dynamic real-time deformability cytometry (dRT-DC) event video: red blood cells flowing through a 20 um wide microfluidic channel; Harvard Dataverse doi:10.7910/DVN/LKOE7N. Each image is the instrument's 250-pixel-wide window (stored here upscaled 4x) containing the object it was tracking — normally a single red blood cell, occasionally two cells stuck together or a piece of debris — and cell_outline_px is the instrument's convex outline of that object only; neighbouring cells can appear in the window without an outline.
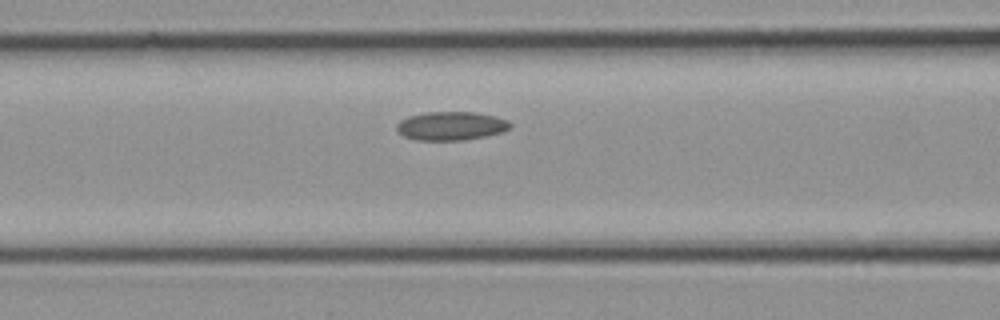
{"species": "common noctule bat (a hibernating species)", "species_latin": "Nyctalus noctula", "temperature_condition": "cold", "stored_images_in_passage": 8, "camera_frame_rate_fps": 3000, "um_per_image_px": 0.085, "animal": {"sex": "female", "body_mass_g": 21.9}, "frame": {"image": 1, "passage_image": 7, "time_ms": 2.0, "image_size_px": [1000, 320], "cell_outline_px": [[512, 124], [504, 132], [464, 140], [416, 140], [404, 136], [396, 128], [396, 124], [400, 120], [408, 116], [428, 112], [476, 112], [496, 116], [508, 120]], "centroid_in_image_um": [38.35, 10.7], "position_along_channel_um": 128.3, "area_um2": 18.96}}